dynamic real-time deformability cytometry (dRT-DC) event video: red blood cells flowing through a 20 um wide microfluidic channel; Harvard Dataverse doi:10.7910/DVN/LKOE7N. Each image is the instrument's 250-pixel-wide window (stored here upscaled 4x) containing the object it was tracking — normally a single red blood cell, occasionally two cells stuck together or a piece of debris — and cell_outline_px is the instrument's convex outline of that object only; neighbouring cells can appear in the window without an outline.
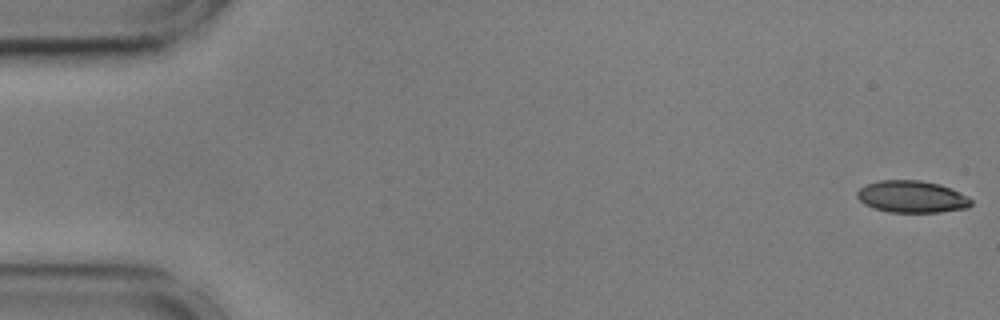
{"species": "common noctule bat (a hibernating species)", "species_latin": "Nyctalus noctula", "temperature_condition": "cold", "stored_images_in_passage": 56, "camera_frame_rate_fps": 3000, "um_per_image_px": 0.085, "animal": {"sex": "male", "body_mass_g": 17.9, "forearm_length_mm": 54.2}, "frame": {"image": 1, "passage_image": 1, "time_ms": 0.0, "image_size_px": [1000, 320], "cell_outline_px": [[972, 204], [968, 208], [940, 212], [888, 212], [872, 208], [864, 204], [856, 196], [856, 192], [860, 188], [868, 184], [880, 180], [920, 180], [940, 184], [968, 196], [972, 200]], "centroid_in_image_um": [77.51, 16.72], "position_along_channel_um": 7.5, "area_um2": 21.33}}
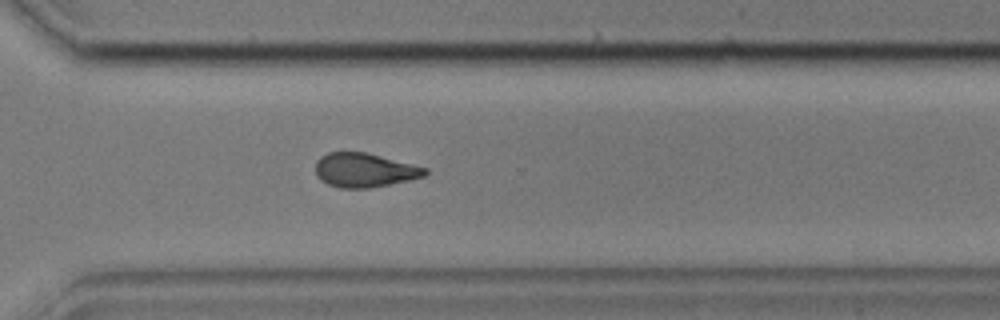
{"frame": {"image": 2, "passage_image": 40, "time_ms": 13.0, "image_size_px": [1000, 320], "cell_outline_px": [[428, 172], [424, 176], [408, 180], [368, 188], [340, 188], [328, 184], [320, 180], [316, 176], [316, 160], [320, 156], [328, 152], [364, 152], [428, 168]], "centroid_in_image_um": [30.94, 14.46], "position_along_channel_um": 339.7, "area_um2": 21.62}}
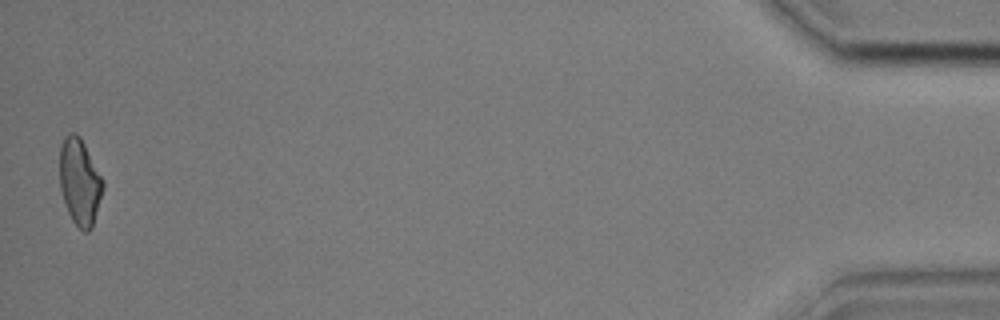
{"frame": {"image": 3, "passage_image": 55, "time_ms": 18.0, "image_size_px": [1000, 320], "cell_outline_px": [[104, 188], [92, 228], [88, 232], [84, 232], [72, 220], [68, 212], [60, 188], [60, 144], [64, 136], [68, 132], [76, 132], [80, 136], [104, 180]], "centroid_in_image_um": [6.78, 15.42], "position_along_channel_um": 428.4, "area_um2": 21.96}, "authors_computed_cell_mechanics": {"area_um2": 22.1374, "velocity_mm_per_s": 3.5928, "shape_relaxation_time_tau1_ms": 4.5623, "shape_relaxation_time_tau2_ms": 2.6959, "deformation_change_tau1": 0.1427, "deformation_change_tau2": 0.0891}}